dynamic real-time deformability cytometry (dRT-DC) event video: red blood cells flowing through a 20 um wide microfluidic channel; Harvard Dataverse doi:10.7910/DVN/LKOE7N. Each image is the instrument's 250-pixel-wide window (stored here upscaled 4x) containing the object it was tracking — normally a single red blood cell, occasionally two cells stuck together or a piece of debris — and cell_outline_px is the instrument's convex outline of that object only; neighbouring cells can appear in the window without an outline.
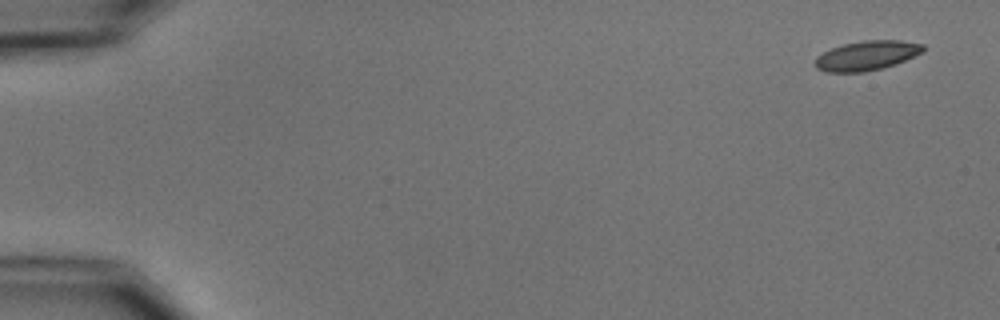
{"species": "common noctule bat (a hibernating species)", "species_latin": "Nyctalus noctula", "temperature_condition": "cold", "stored_images_in_passage": 5, "camera_frame_rate_fps": 3000, "um_per_image_px": 0.085, "animal": {"sex": "male", "body_mass_g": 15.6}, "frame": {"image": 1, "passage_image": 1, "time_ms": 0.0, "image_size_px": [1000, 320], "cell_outline_px": [[924, 52], [896, 64], [884, 68], [864, 72], [828, 72], [816, 68], [812, 64], [816, 56], [832, 48], [844, 44], [864, 40], [900, 40], [924, 44]], "centroid_in_image_um": [73.67, 4.73], "position_along_channel_um": 11.3, "area_um2": 18.79}}
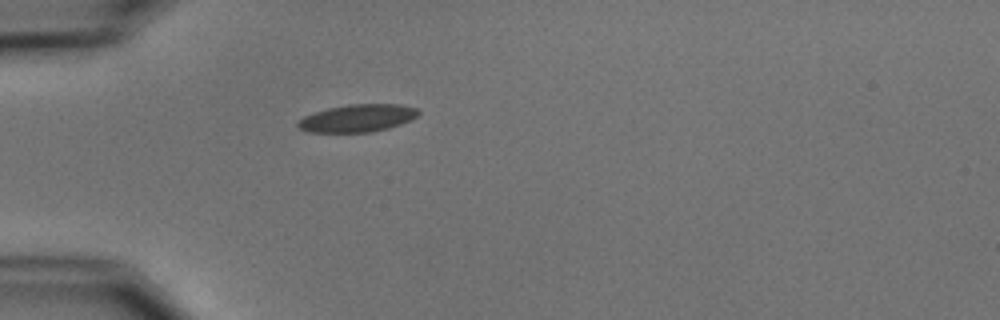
{"frame": {"image": 2, "passage_image": 5, "time_ms": 4.667, "image_size_px": [1000, 320], "cell_outline_px": [[420, 112], [416, 116], [400, 124], [388, 128], [368, 132], [308, 132], [300, 128], [296, 124], [304, 116], [312, 112], [328, 108], [348, 104], [400, 104], [416, 108]], "centroid_in_image_um": [30.36, 10.03], "position_along_channel_um": 54.6, "area_um2": 19.19}}